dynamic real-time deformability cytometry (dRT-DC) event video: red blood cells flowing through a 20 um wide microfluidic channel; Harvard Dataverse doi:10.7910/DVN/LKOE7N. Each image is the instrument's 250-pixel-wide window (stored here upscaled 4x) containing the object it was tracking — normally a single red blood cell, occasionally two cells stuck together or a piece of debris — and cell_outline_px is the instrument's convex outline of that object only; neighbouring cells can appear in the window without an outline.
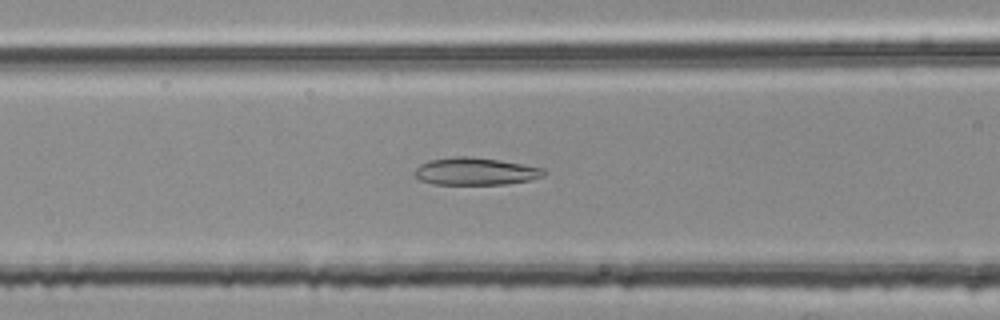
{"species": "common noctule bat (a hibernating species)", "species_latin": "Nyctalus noctula", "temperature_condition": "room temperature", "stored_images_in_passage": 45, "camera_frame_rate_fps": 3000, "um_per_image_px": 0.085, "animal": {"sex": "female", "body_mass_g": 25.1}, "frame": {"image": 1, "passage_image": 21, "time_ms": 6.667, "image_size_px": [1000, 320], "cell_outline_px": [[544, 176], [528, 180], [504, 184], [432, 184], [420, 180], [412, 172], [420, 164], [432, 160], [456, 156], [468, 156], [500, 160], [544, 168]], "centroid_in_image_um": [40.38, 14.56], "position_along_channel_um": 126.2, "area_um2": 20.46}}
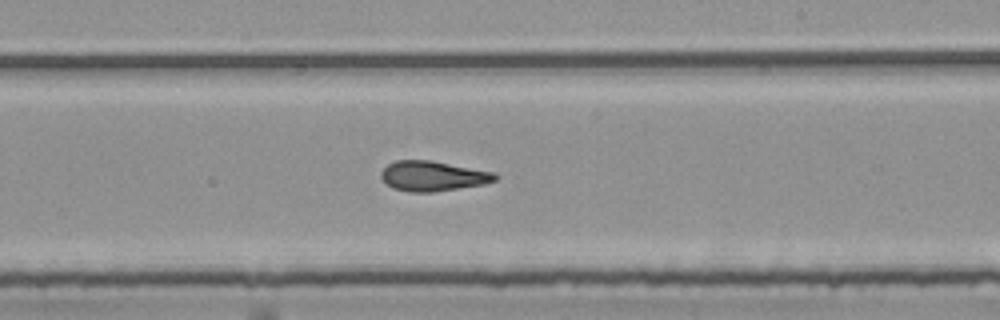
{"frame": {"image": 2, "passage_image": 31, "time_ms": 10.0, "image_size_px": [1000, 320], "cell_outline_px": [[496, 180], [484, 184], [432, 192], [412, 192], [392, 188], [380, 176], [380, 172], [388, 164], [396, 160], [428, 160], [492, 172], [496, 176]], "centroid_in_image_um": [36.74, 14.97], "position_along_channel_um": 252.3, "area_um2": 19.54}}
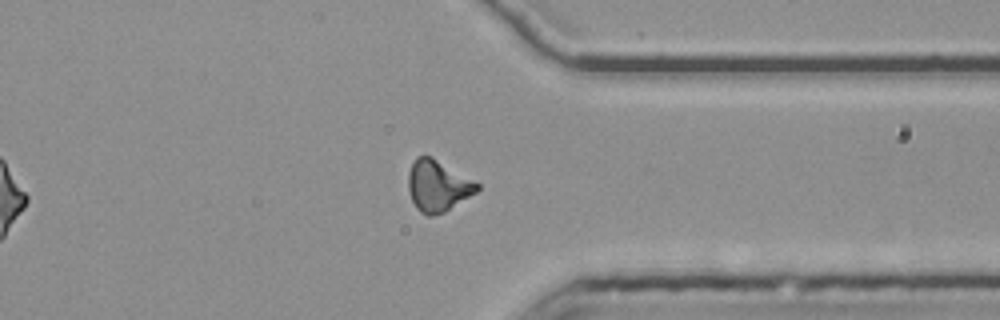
{"frame": {"image": 3, "passage_image": 41, "time_ms": 13.333, "image_size_px": [1000, 320], "cell_outline_px": [[480, 188], [476, 192], [444, 212], [432, 216], [428, 216], [420, 212], [416, 208], [412, 200], [408, 188], [408, 172], [416, 156], [432, 156], [480, 184]], "centroid_in_image_um": [37.19, 15.79], "position_along_channel_um": 374.2, "area_um2": 20.46}, "authors_computed_cell_mechanics": {"area_um2": 20.4612, "velocity_mm_per_s": 3.7898, "shape_relaxation_time_tau1_ms": null, "shape_relaxation_time_tau2_ms": 2.602, "deformation_change_tau1": null, "deformation_change_tau2": 0.1178}}